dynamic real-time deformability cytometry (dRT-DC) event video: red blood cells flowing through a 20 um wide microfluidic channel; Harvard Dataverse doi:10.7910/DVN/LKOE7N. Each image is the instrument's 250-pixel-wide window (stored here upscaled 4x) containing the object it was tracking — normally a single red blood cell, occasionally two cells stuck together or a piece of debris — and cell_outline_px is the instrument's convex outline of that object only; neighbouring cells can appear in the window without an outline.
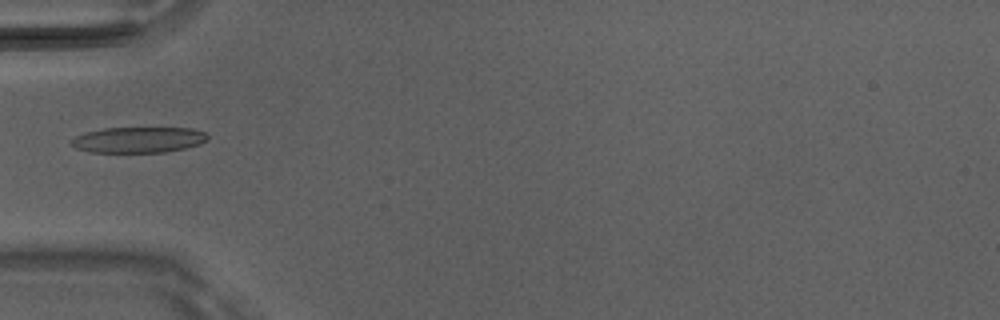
{"species": "Egyptian fruit bat (a non-hibernating species)", "species_latin": "Rousettus aegyptiacus", "temperature_condition": "room temperature", "stored_images_in_passage": 6, "camera_frame_rate_fps": 3000, "um_per_image_px": 0.085, "animal": {"sex": "male"}, "frame": {"image": 1, "passage_image": 5, "time_ms": 1.333, "image_size_px": [1000, 320], "cell_outline_px": [[208, 140], [200, 144], [184, 148], [164, 152], [92, 152], [76, 148], [68, 144], [76, 136], [88, 132], [104, 128], [192, 128], [204, 132], [208, 136]], "centroid_in_image_um": [11.78, 11.88], "position_along_channel_um": 73.2, "area_um2": 20.35}}